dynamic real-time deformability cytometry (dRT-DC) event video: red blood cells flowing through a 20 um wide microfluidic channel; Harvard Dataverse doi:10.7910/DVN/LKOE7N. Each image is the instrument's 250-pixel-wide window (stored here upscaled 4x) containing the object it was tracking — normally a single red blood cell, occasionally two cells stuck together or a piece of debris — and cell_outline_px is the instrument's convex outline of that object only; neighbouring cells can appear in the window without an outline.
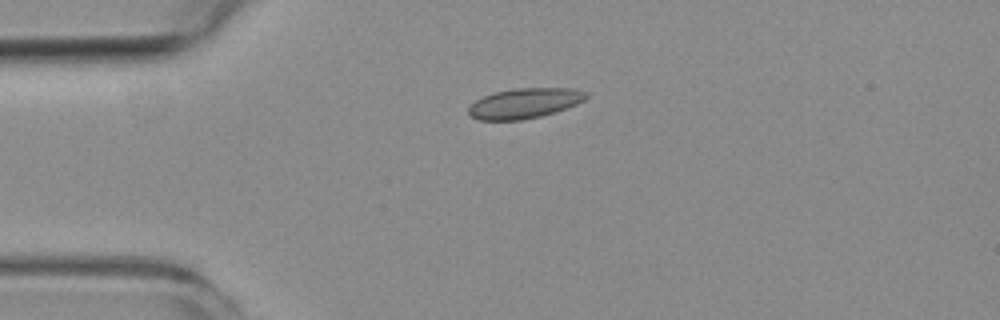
{"species": "common noctule bat (a hibernating species)", "species_latin": "Nyctalus noctula", "temperature_condition": "room temperature", "stored_images_in_passage": 2, "camera_frame_rate_fps": 3000, "um_per_image_px": 0.085, "animal": {"sex": "female", "body_mass_g": 19.3, "forearm_length_mm": 54.1}, "frame": {"image": 1, "passage_image": 1, "time_ms": 0.0, "image_size_px": [1000, 320], "cell_outline_px": [[588, 96], [584, 100], [576, 104], [540, 116], [520, 120], [480, 120], [468, 116], [468, 108], [476, 100], [484, 96], [496, 92], [512, 88], [576, 88], [588, 92]], "centroid_in_image_um": [44.58, 8.77], "position_along_channel_um": 40.4, "area_um2": 20.58}}